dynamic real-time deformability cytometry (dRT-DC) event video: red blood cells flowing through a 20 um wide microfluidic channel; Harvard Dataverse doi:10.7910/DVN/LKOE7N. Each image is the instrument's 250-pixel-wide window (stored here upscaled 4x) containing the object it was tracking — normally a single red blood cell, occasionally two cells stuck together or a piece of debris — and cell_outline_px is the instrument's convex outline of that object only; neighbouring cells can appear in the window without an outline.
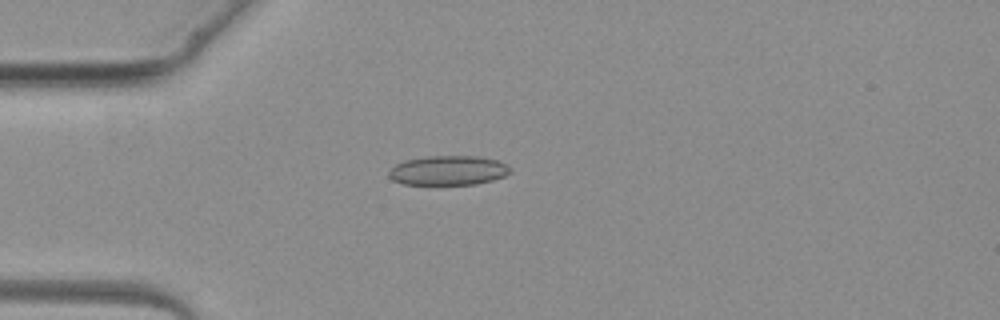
{"species": "common noctule bat (a hibernating species)", "species_latin": "Nyctalus noctula", "temperature_condition": "warm", "stored_images_in_passage": 3, "camera_frame_rate_fps": 3000, "um_per_image_px": 0.085, "animal": {"sex": "female", "body_mass_g": 19.3, "forearm_length_mm": 54.1}, "frame": {"image": 1, "passage_image": 3, "time_ms": 2.333, "image_size_px": [1000, 320], "cell_outline_px": [[512, 172], [504, 176], [492, 180], [476, 184], [404, 184], [392, 180], [388, 176], [388, 172], [396, 164], [404, 160], [424, 156], [476, 156], [496, 160], [512, 168]], "centroid_in_image_um": [38.08, 14.48], "position_along_channel_um": 46.9, "area_um2": 20.87}}